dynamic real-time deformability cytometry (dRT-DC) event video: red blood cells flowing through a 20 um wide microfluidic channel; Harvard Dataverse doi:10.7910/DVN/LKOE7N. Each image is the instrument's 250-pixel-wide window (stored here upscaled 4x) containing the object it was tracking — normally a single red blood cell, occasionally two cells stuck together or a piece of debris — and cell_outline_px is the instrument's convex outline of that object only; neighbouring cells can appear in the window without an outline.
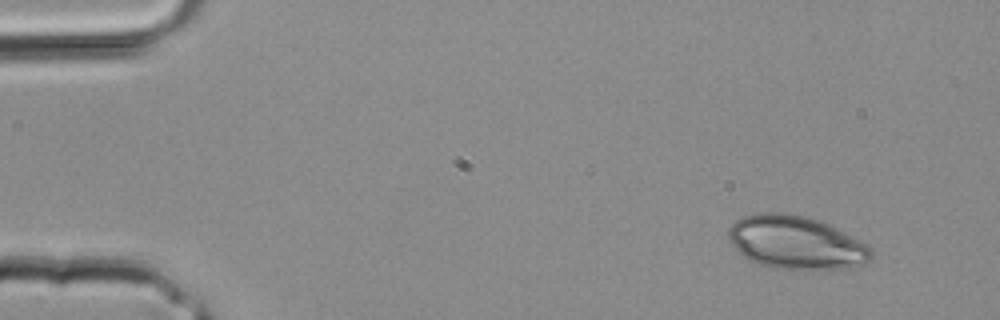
{"species": "common noctule bat (a hibernating species)", "species_latin": "Nyctalus noctula", "temperature_condition": "room temperature", "stored_images_in_passage": 3, "camera_frame_rate_fps": 3000, "um_per_image_px": 0.085, "animal": {"sex": "male", "body_mass_g": 20.4}, "frame": {"image": 1, "passage_image": 1, "time_ms": 0.0, "image_size_px": [1000, 320], "cell_outline_px": [[872, 260], [848, 268], [772, 268], [748, 260], [732, 244], [728, 236], [728, 228], [736, 220], [744, 216], [760, 212], [784, 212], [804, 216], [820, 220], [868, 244], [872, 248]], "centroid_in_image_um": [67.65, 20.59], "position_along_channel_um": 17.3, "area_um2": 44.04}}